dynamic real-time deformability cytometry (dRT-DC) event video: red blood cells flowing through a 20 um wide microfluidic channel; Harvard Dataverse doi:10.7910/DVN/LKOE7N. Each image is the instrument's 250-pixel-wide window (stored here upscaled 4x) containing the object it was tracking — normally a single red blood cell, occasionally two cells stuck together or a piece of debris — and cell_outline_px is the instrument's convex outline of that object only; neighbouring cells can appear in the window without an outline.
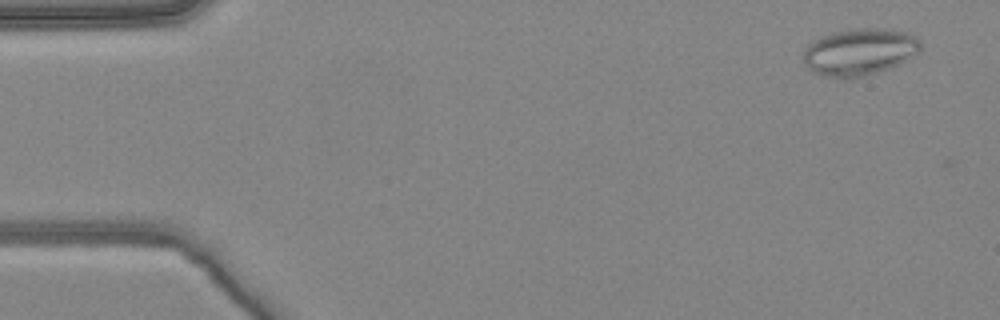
{"species": "common noctule bat (a hibernating species)", "species_latin": "Nyctalus noctula", "temperature_condition": "warm", "stored_images_in_passage": 2, "camera_frame_rate_fps": 3000, "um_per_image_px": 0.085, "animal": {"sex": "female", "body_mass_g": 24.6, "forearm_length_mm": 56.2}, "frame": {"image": 1, "passage_image": 1, "time_ms": 0.0, "image_size_px": [1000, 320], "cell_outline_px": [[920, 52], [888, 68], [860, 76], [824, 76], [812, 72], [804, 64], [804, 52], [808, 44], [820, 36], [832, 32], [856, 28], [880, 28], [908, 32], [916, 36], [920, 40]], "centroid_in_image_um": [73.04, 4.37], "position_along_channel_um": 12.0, "area_um2": 31.56}}